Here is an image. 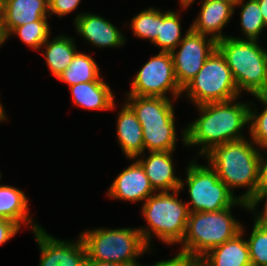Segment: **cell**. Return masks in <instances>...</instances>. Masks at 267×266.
<instances>
[{
  "label": "cell",
  "instance_id": "cell-8",
  "mask_svg": "<svg viewBox=\"0 0 267 266\" xmlns=\"http://www.w3.org/2000/svg\"><path fill=\"white\" fill-rule=\"evenodd\" d=\"M183 94L194 106L241 98L226 59L218 49L182 89Z\"/></svg>",
  "mask_w": 267,
  "mask_h": 266
},
{
  "label": "cell",
  "instance_id": "cell-36",
  "mask_svg": "<svg viewBox=\"0 0 267 266\" xmlns=\"http://www.w3.org/2000/svg\"><path fill=\"white\" fill-rule=\"evenodd\" d=\"M261 13H262V17L264 19V22L267 26V0H257Z\"/></svg>",
  "mask_w": 267,
  "mask_h": 266
},
{
  "label": "cell",
  "instance_id": "cell-20",
  "mask_svg": "<svg viewBox=\"0 0 267 266\" xmlns=\"http://www.w3.org/2000/svg\"><path fill=\"white\" fill-rule=\"evenodd\" d=\"M74 105L86 110L109 111L114 110L116 101L110 85L102 81L78 83L69 86Z\"/></svg>",
  "mask_w": 267,
  "mask_h": 266
},
{
  "label": "cell",
  "instance_id": "cell-37",
  "mask_svg": "<svg viewBox=\"0 0 267 266\" xmlns=\"http://www.w3.org/2000/svg\"><path fill=\"white\" fill-rule=\"evenodd\" d=\"M6 41V36L2 28V11H0V47L5 44Z\"/></svg>",
  "mask_w": 267,
  "mask_h": 266
},
{
  "label": "cell",
  "instance_id": "cell-39",
  "mask_svg": "<svg viewBox=\"0 0 267 266\" xmlns=\"http://www.w3.org/2000/svg\"><path fill=\"white\" fill-rule=\"evenodd\" d=\"M1 100V99H0ZM8 115L6 114V110L4 109L1 101H0V122H4L6 120H8L7 117Z\"/></svg>",
  "mask_w": 267,
  "mask_h": 266
},
{
  "label": "cell",
  "instance_id": "cell-2",
  "mask_svg": "<svg viewBox=\"0 0 267 266\" xmlns=\"http://www.w3.org/2000/svg\"><path fill=\"white\" fill-rule=\"evenodd\" d=\"M259 152L257 145L247 137L215 145L202 157L239 200L249 203L259 185ZM242 187L247 190L237 196L235 188Z\"/></svg>",
  "mask_w": 267,
  "mask_h": 266
},
{
  "label": "cell",
  "instance_id": "cell-3",
  "mask_svg": "<svg viewBox=\"0 0 267 266\" xmlns=\"http://www.w3.org/2000/svg\"><path fill=\"white\" fill-rule=\"evenodd\" d=\"M234 206L248 211V203L238 199L231 207L219 211L190 212L177 254L200 259L212 248L240 233L243 224L233 216Z\"/></svg>",
  "mask_w": 267,
  "mask_h": 266
},
{
  "label": "cell",
  "instance_id": "cell-41",
  "mask_svg": "<svg viewBox=\"0 0 267 266\" xmlns=\"http://www.w3.org/2000/svg\"><path fill=\"white\" fill-rule=\"evenodd\" d=\"M0 11H3V0H0Z\"/></svg>",
  "mask_w": 267,
  "mask_h": 266
},
{
  "label": "cell",
  "instance_id": "cell-26",
  "mask_svg": "<svg viewBox=\"0 0 267 266\" xmlns=\"http://www.w3.org/2000/svg\"><path fill=\"white\" fill-rule=\"evenodd\" d=\"M48 20V18H42L41 20L16 27L6 37V40L16 35L28 47L33 50H39L51 35L52 28Z\"/></svg>",
  "mask_w": 267,
  "mask_h": 266
},
{
  "label": "cell",
  "instance_id": "cell-38",
  "mask_svg": "<svg viewBox=\"0 0 267 266\" xmlns=\"http://www.w3.org/2000/svg\"><path fill=\"white\" fill-rule=\"evenodd\" d=\"M196 0H179L180 3V9L184 11L187 10V8H189V6L191 7L192 4H194Z\"/></svg>",
  "mask_w": 267,
  "mask_h": 266
},
{
  "label": "cell",
  "instance_id": "cell-28",
  "mask_svg": "<svg viewBox=\"0 0 267 266\" xmlns=\"http://www.w3.org/2000/svg\"><path fill=\"white\" fill-rule=\"evenodd\" d=\"M134 37L149 40L152 44L159 29V9L148 7L136 14L129 24Z\"/></svg>",
  "mask_w": 267,
  "mask_h": 266
},
{
  "label": "cell",
  "instance_id": "cell-13",
  "mask_svg": "<svg viewBox=\"0 0 267 266\" xmlns=\"http://www.w3.org/2000/svg\"><path fill=\"white\" fill-rule=\"evenodd\" d=\"M73 22L79 37L96 48H120L126 43L120 28L96 13L78 12Z\"/></svg>",
  "mask_w": 267,
  "mask_h": 266
},
{
  "label": "cell",
  "instance_id": "cell-11",
  "mask_svg": "<svg viewBox=\"0 0 267 266\" xmlns=\"http://www.w3.org/2000/svg\"><path fill=\"white\" fill-rule=\"evenodd\" d=\"M216 49V40L188 27L182 41L171 52L175 78L181 89L194 78Z\"/></svg>",
  "mask_w": 267,
  "mask_h": 266
},
{
  "label": "cell",
  "instance_id": "cell-10",
  "mask_svg": "<svg viewBox=\"0 0 267 266\" xmlns=\"http://www.w3.org/2000/svg\"><path fill=\"white\" fill-rule=\"evenodd\" d=\"M125 93L134 96L174 100L183 96L182 89L175 78L171 52L159 51L157 55L152 56L149 61L143 64L131 81V89Z\"/></svg>",
  "mask_w": 267,
  "mask_h": 266
},
{
  "label": "cell",
  "instance_id": "cell-25",
  "mask_svg": "<svg viewBox=\"0 0 267 266\" xmlns=\"http://www.w3.org/2000/svg\"><path fill=\"white\" fill-rule=\"evenodd\" d=\"M239 7L241 36L237 39L259 40L262 31L267 28L257 0H236L234 8Z\"/></svg>",
  "mask_w": 267,
  "mask_h": 266
},
{
  "label": "cell",
  "instance_id": "cell-30",
  "mask_svg": "<svg viewBox=\"0 0 267 266\" xmlns=\"http://www.w3.org/2000/svg\"><path fill=\"white\" fill-rule=\"evenodd\" d=\"M265 200V201H264ZM264 201L262 211L256 207ZM248 212L253 213L254 220L267 226V189H258L255 196L248 203Z\"/></svg>",
  "mask_w": 267,
  "mask_h": 266
},
{
  "label": "cell",
  "instance_id": "cell-31",
  "mask_svg": "<svg viewBox=\"0 0 267 266\" xmlns=\"http://www.w3.org/2000/svg\"><path fill=\"white\" fill-rule=\"evenodd\" d=\"M49 17L57 15L59 18L71 14L81 3V0H48Z\"/></svg>",
  "mask_w": 267,
  "mask_h": 266
},
{
  "label": "cell",
  "instance_id": "cell-1",
  "mask_svg": "<svg viewBox=\"0 0 267 266\" xmlns=\"http://www.w3.org/2000/svg\"><path fill=\"white\" fill-rule=\"evenodd\" d=\"M238 99L196 105L200 117L182 129L181 141L184 147L198 146V158L215 145L246 138L242 132L246 126L249 128L250 102Z\"/></svg>",
  "mask_w": 267,
  "mask_h": 266
},
{
  "label": "cell",
  "instance_id": "cell-19",
  "mask_svg": "<svg viewBox=\"0 0 267 266\" xmlns=\"http://www.w3.org/2000/svg\"><path fill=\"white\" fill-rule=\"evenodd\" d=\"M122 106L117 112L116 139L125 158L134 159L145 152L143 130L133 110L126 103Z\"/></svg>",
  "mask_w": 267,
  "mask_h": 266
},
{
  "label": "cell",
  "instance_id": "cell-6",
  "mask_svg": "<svg viewBox=\"0 0 267 266\" xmlns=\"http://www.w3.org/2000/svg\"><path fill=\"white\" fill-rule=\"evenodd\" d=\"M125 99L141 123L145 153L146 149L149 152L175 151L178 135L173 102L176 100L134 95H126Z\"/></svg>",
  "mask_w": 267,
  "mask_h": 266
},
{
  "label": "cell",
  "instance_id": "cell-16",
  "mask_svg": "<svg viewBox=\"0 0 267 266\" xmlns=\"http://www.w3.org/2000/svg\"><path fill=\"white\" fill-rule=\"evenodd\" d=\"M235 1L236 0H212L200 1V11L196 19L190 25L191 29L202 35L212 37L214 40L219 41L228 37L222 31L227 27L235 14Z\"/></svg>",
  "mask_w": 267,
  "mask_h": 266
},
{
  "label": "cell",
  "instance_id": "cell-9",
  "mask_svg": "<svg viewBox=\"0 0 267 266\" xmlns=\"http://www.w3.org/2000/svg\"><path fill=\"white\" fill-rule=\"evenodd\" d=\"M184 174L186 178L181 179L179 190L187 187L189 212L219 211L231 207L238 200L208 164L202 165L193 159Z\"/></svg>",
  "mask_w": 267,
  "mask_h": 266
},
{
  "label": "cell",
  "instance_id": "cell-27",
  "mask_svg": "<svg viewBox=\"0 0 267 266\" xmlns=\"http://www.w3.org/2000/svg\"><path fill=\"white\" fill-rule=\"evenodd\" d=\"M254 98L258 100L264 107L260 112L259 108L250 102L249 107V137L257 145L259 149L267 147V97L255 95ZM254 107V108H253Z\"/></svg>",
  "mask_w": 267,
  "mask_h": 266
},
{
  "label": "cell",
  "instance_id": "cell-33",
  "mask_svg": "<svg viewBox=\"0 0 267 266\" xmlns=\"http://www.w3.org/2000/svg\"><path fill=\"white\" fill-rule=\"evenodd\" d=\"M20 227L13 221L0 218V246L7 243L20 231Z\"/></svg>",
  "mask_w": 267,
  "mask_h": 266
},
{
  "label": "cell",
  "instance_id": "cell-40",
  "mask_svg": "<svg viewBox=\"0 0 267 266\" xmlns=\"http://www.w3.org/2000/svg\"><path fill=\"white\" fill-rule=\"evenodd\" d=\"M258 96L267 97V71H266V81H265L264 87L262 91L258 94Z\"/></svg>",
  "mask_w": 267,
  "mask_h": 266
},
{
  "label": "cell",
  "instance_id": "cell-29",
  "mask_svg": "<svg viewBox=\"0 0 267 266\" xmlns=\"http://www.w3.org/2000/svg\"><path fill=\"white\" fill-rule=\"evenodd\" d=\"M249 238V257L252 266H267V226L254 220Z\"/></svg>",
  "mask_w": 267,
  "mask_h": 266
},
{
  "label": "cell",
  "instance_id": "cell-34",
  "mask_svg": "<svg viewBox=\"0 0 267 266\" xmlns=\"http://www.w3.org/2000/svg\"><path fill=\"white\" fill-rule=\"evenodd\" d=\"M262 150L264 151V153H262L263 152ZM258 189H267V147L260 149V152H259Z\"/></svg>",
  "mask_w": 267,
  "mask_h": 266
},
{
  "label": "cell",
  "instance_id": "cell-18",
  "mask_svg": "<svg viewBox=\"0 0 267 266\" xmlns=\"http://www.w3.org/2000/svg\"><path fill=\"white\" fill-rule=\"evenodd\" d=\"M245 232L242 225L235 237L209 250L200 258L201 266H252Z\"/></svg>",
  "mask_w": 267,
  "mask_h": 266
},
{
  "label": "cell",
  "instance_id": "cell-32",
  "mask_svg": "<svg viewBox=\"0 0 267 266\" xmlns=\"http://www.w3.org/2000/svg\"><path fill=\"white\" fill-rule=\"evenodd\" d=\"M142 266H145V264ZM151 266H201V261L198 258L177 254L170 259L157 261Z\"/></svg>",
  "mask_w": 267,
  "mask_h": 266
},
{
  "label": "cell",
  "instance_id": "cell-23",
  "mask_svg": "<svg viewBox=\"0 0 267 266\" xmlns=\"http://www.w3.org/2000/svg\"><path fill=\"white\" fill-rule=\"evenodd\" d=\"M58 80L73 86L78 83L102 81L100 68L90 54L78 51L69 66L58 76Z\"/></svg>",
  "mask_w": 267,
  "mask_h": 266
},
{
  "label": "cell",
  "instance_id": "cell-12",
  "mask_svg": "<svg viewBox=\"0 0 267 266\" xmlns=\"http://www.w3.org/2000/svg\"><path fill=\"white\" fill-rule=\"evenodd\" d=\"M32 233L40 250L38 266H85L87 252L80 236L75 241L61 240L43 227Z\"/></svg>",
  "mask_w": 267,
  "mask_h": 266
},
{
  "label": "cell",
  "instance_id": "cell-7",
  "mask_svg": "<svg viewBox=\"0 0 267 266\" xmlns=\"http://www.w3.org/2000/svg\"><path fill=\"white\" fill-rule=\"evenodd\" d=\"M260 40L237 39L230 35L217 41V49L225 57L239 93L258 95L266 81L267 49Z\"/></svg>",
  "mask_w": 267,
  "mask_h": 266
},
{
  "label": "cell",
  "instance_id": "cell-21",
  "mask_svg": "<svg viewBox=\"0 0 267 266\" xmlns=\"http://www.w3.org/2000/svg\"><path fill=\"white\" fill-rule=\"evenodd\" d=\"M28 200L25 192L18 187L0 184V218L11 220L20 228L28 226L32 232L41 228L30 214Z\"/></svg>",
  "mask_w": 267,
  "mask_h": 266
},
{
  "label": "cell",
  "instance_id": "cell-4",
  "mask_svg": "<svg viewBox=\"0 0 267 266\" xmlns=\"http://www.w3.org/2000/svg\"><path fill=\"white\" fill-rule=\"evenodd\" d=\"M180 190L155 192L141 207L147 226H141L142 237L152 250V237L165 245L180 244L185 236L189 209L179 197Z\"/></svg>",
  "mask_w": 267,
  "mask_h": 266
},
{
  "label": "cell",
  "instance_id": "cell-14",
  "mask_svg": "<svg viewBox=\"0 0 267 266\" xmlns=\"http://www.w3.org/2000/svg\"><path fill=\"white\" fill-rule=\"evenodd\" d=\"M127 168L116 176L107 190L112 200L126 202H145L155 193L141 164L134 158Z\"/></svg>",
  "mask_w": 267,
  "mask_h": 266
},
{
  "label": "cell",
  "instance_id": "cell-5",
  "mask_svg": "<svg viewBox=\"0 0 267 266\" xmlns=\"http://www.w3.org/2000/svg\"><path fill=\"white\" fill-rule=\"evenodd\" d=\"M86 248L87 259L97 262L142 266L139 257L152 251L137 228H94L79 234ZM138 260V261H137Z\"/></svg>",
  "mask_w": 267,
  "mask_h": 266
},
{
  "label": "cell",
  "instance_id": "cell-15",
  "mask_svg": "<svg viewBox=\"0 0 267 266\" xmlns=\"http://www.w3.org/2000/svg\"><path fill=\"white\" fill-rule=\"evenodd\" d=\"M174 151L145 152L135 159L143 167L155 192H171L180 189L181 179L175 175Z\"/></svg>",
  "mask_w": 267,
  "mask_h": 266
},
{
  "label": "cell",
  "instance_id": "cell-22",
  "mask_svg": "<svg viewBox=\"0 0 267 266\" xmlns=\"http://www.w3.org/2000/svg\"><path fill=\"white\" fill-rule=\"evenodd\" d=\"M74 41V37H69L64 33L52 38L51 41L49 37L39 49L45 58L50 73L55 78H58L69 66L75 54L78 52L76 42Z\"/></svg>",
  "mask_w": 267,
  "mask_h": 266
},
{
  "label": "cell",
  "instance_id": "cell-35",
  "mask_svg": "<svg viewBox=\"0 0 267 266\" xmlns=\"http://www.w3.org/2000/svg\"><path fill=\"white\" fill-rule=\"evenodd\" d=\"M85 266H127L120 263H107V262H97L93 260H86Z\"/></svg>",
  "mask_w": 267,
  "mask_h": 266
},
{
  "label": "cell",
  "instance_id": "cell-17",
  "mask_svg": "<svg viewBox=\"0 0 267 266\" xmlns=\"http://www.w3.org/2000/svg\"><path fill=\"white\" fill-rule=\"evenodd\" d=\"M48 17V0H3L2 28L6 37L16 27Z\"/></svg>",
  "mask_w": 267,
  "mask_h": 266
},
{
  "label": "cell",
  "instance_id": "cell-24",
  "mask_svg": "<svg viewBox=\"0 0 267 266\" xmlns=\"http://www.w3.org/2000/svg\"><path fill=\"white\" fill-rule=\"evenodd\" d=\"M181 10L159 9V29L156 40L152 43L160 52H172L182 41ZM183 36V37H182Z\"/></svg>",
  "mask_w": 267,
  "mask_h": 266
}]
</instances>
